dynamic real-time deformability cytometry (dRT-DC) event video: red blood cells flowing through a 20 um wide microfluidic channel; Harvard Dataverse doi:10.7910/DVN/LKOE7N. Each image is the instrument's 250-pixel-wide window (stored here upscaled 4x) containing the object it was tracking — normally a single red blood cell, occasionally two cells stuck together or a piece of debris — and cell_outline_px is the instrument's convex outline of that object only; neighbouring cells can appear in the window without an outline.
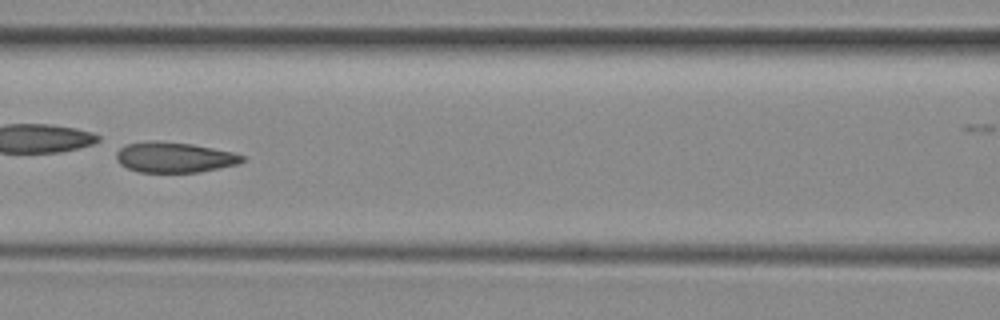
{"species": "common noctule bat (a hibernating species)", "species_latin": "Nyctalus noctula", "temperature_condition": "room temperature", "stored_images_in_passage": 7, "camera_frame_rate_fps": 3000, "um_per_image_px": 0.085, "animal": {"sex": "female", "body_mass_g": 29.2, "forearm_length_mm": 56.3}, "frame": {"image": 1, "passage_image": 7, "time_ms": 7.0, "image_size_px": [1000, 320], "cell_outline_px": [[244, 160], [240, 164], [200, 172], [140, 172], [128, 168], [120, 164], [116, 160], [116, 148], [124, 144], [148, 140], [156, 140], [192, 144], [232, 152], [244, 156]], "centroid_in_image_um": [14.77, 13.36], "position_along_channel_um": 151.8, "area_um2": 22.6}}